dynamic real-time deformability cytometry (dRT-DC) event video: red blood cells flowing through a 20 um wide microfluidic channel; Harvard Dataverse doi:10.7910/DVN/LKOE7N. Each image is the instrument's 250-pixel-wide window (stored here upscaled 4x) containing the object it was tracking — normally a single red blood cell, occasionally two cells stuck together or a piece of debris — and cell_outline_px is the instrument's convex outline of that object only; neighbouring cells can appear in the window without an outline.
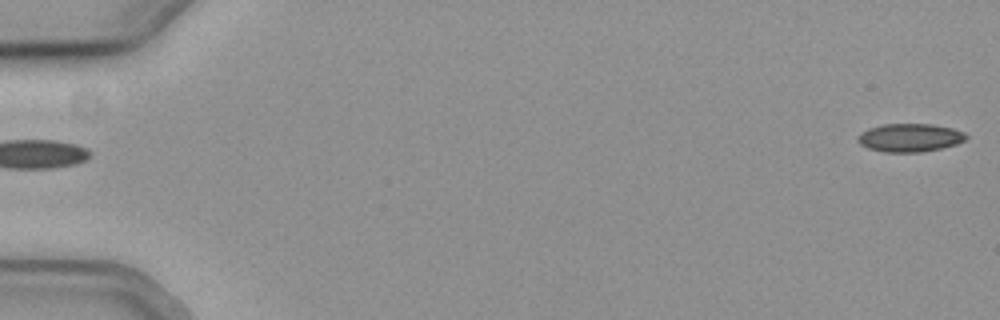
{"species": "common noctule bat (a hibernating species)", "species_latin": "Nyctalus noctula", "temperature_condition": "cold", "stored_images_in_passage": 13, "camera_frame_rate_fps": 3000, "um_per_image_px": 0.085, "animal": {"sex": "female", "body_mass_g": 19.3, "forearm_length_mm": 54.1}, "frame": {"image": 1, "passage_image": 1, "time_ms": 0.0, "image_size_px": [1000, 320], "cell_outline_px": [[968, 136], [964, 140], [956, 144], [940, 148], [920, 152], [884, 152], [868, 148], [860, 144], [856, 140], [860, 132], [868, 128], [884, 124], [932, 124], [952, 128], [964, 132]], "centroid_in_image_um": [77.3, 11.7], "position_along_channel_um": 7.7, "area_um2": 17.8}}